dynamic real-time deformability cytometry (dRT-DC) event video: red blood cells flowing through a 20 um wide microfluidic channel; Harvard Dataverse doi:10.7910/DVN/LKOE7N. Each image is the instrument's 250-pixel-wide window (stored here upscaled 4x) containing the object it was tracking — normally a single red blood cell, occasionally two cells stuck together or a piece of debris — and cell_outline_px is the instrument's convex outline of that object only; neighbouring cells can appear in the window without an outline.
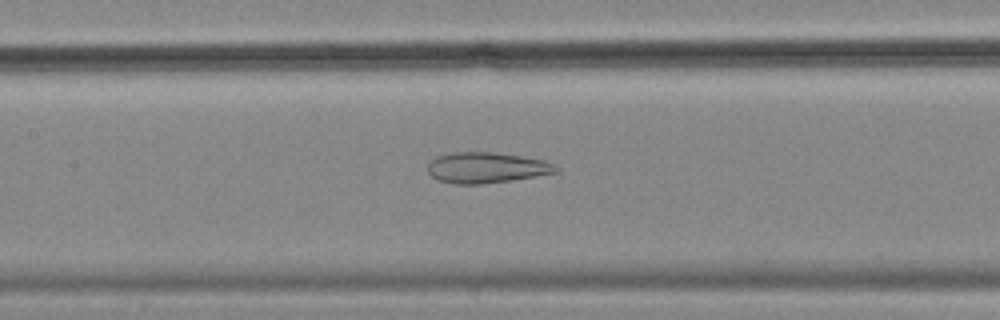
{"species": "common noctule bat (a hibernating species)", "species_latin": "Nyctalus noctula", "temperature_condition": "cold", "stored_images_in_passage": 46, "camera_frame_rate_fps": 3000, "um_per_image_px": 0.085, "animal": {"sex": "female", "body_mass_g": 18.4}, "frame": {"image": 1, "passage_image": 15, "time_ms": 4.667, "image_size_px": [1000, 320], "cell_outline_px": [[560, 168], [556, 172], [512, 180], [480, 184], [456, 184], [440, 180], [432, 176], [428, 172], [428, 160], [436, 156], [452, 152], [496, 152], [544, 160]], "centroid_in_image_um": [41.3, 14.24], "position_along_channel_um": 166.1, "area_um2": 22.89}}
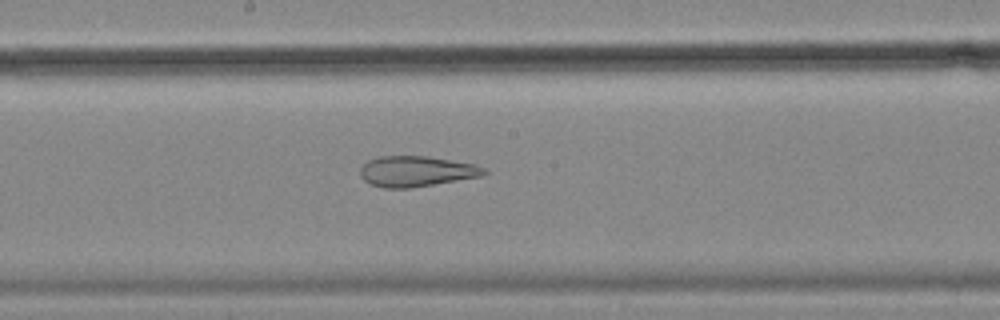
{"frame": {"image": 2, "passage_image": 19, "time_ms": 6.0, "image_size_px": [1000, 320], "cell_outline_px": [[488, 172], [480, 176], [408, 188], [384, 188], [372, 184], [364, 180], [360, 176], [360, 168], [368, 160], [380, 156], [428, 156], [476, 164], [484, 168]], "centroid_in_image_um": [35.37, 14.55], "position_along_channel_um": 212.8, "area_um2": 21.85}}
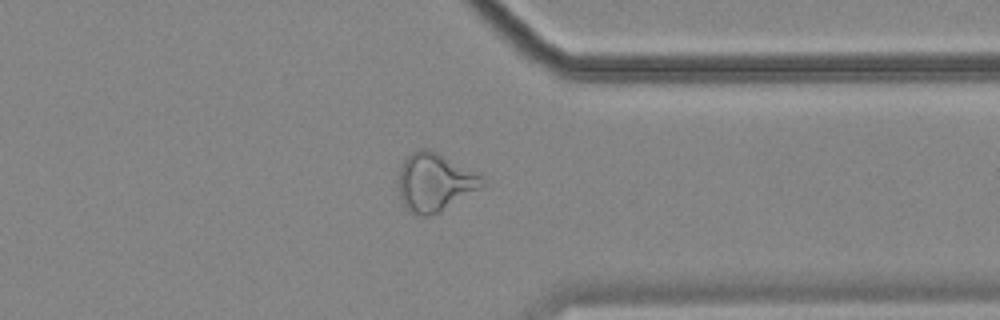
{"frame": {"image": 3, "passage_image": 33, "time_ms": 10.667, "image_size_px": [1000, 320], "cell_outline_px": [[488, 184], [484, 188], [440, 212], [428, 216], [420, 216], [408, 212], [404, 208], [400, 196], [400, 168], [404, 160], [412, 152], [420, 148], [428, 148], [480, 172], [484, 176]], "centroid_in_image_um": [37.05, 15.5], "position_along_channel_um": 374.4, "area_um2": 29.13}, "authors_computed_cell_mechanics": {"area_um2": 27.9174, "velocity_mm_per_s": 3.5361, "shape_relaxation_time_tau1_ms": null, "shape_relaxation_time_tau2_ms": 3.3907, "deformation_change_tau1": null, "deformation_change_tau2": 0.1283}}